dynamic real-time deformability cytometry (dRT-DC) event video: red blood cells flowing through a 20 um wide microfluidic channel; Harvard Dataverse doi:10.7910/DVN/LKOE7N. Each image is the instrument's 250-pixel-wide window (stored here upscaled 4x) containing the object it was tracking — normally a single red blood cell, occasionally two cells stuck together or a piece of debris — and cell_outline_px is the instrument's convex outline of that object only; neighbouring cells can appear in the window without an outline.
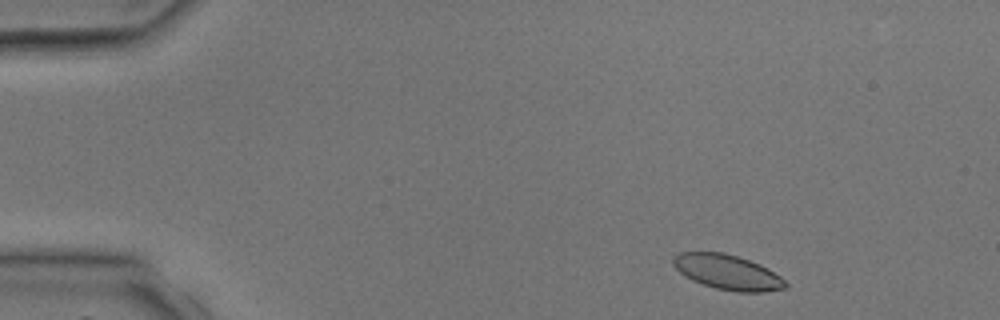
{"species": "common noctule bat (a hibernating species)", "species_latin": "Nyctalus noctula", "temperature_condition": "room temperature", "stored_images_in_passage": 3, "camera_frame_rate_fps": 3000, "um_per_image_px": 0.085, "animal": {"sex": "male", "body_mass_g": 17.9, "forearm_length_mm": 54.2}, "frame": {"image": 1, "passage_image": 1, "time_ms": 0.0, "image_size_px": [1000, 320], "cell_outline_px": [[788, 288], [764, 292], [736, 292], [716, 288], [692, 280], [684, 276], [672, 264], [672, 260], [680, 252], [724, 252], [760, 264], [768, 268], [780, 276], [788, 284]], "centroid_in_image_um": [61.87, 23.14], "position_along_channel_um": 23.1, "area_um2": 22.83}}